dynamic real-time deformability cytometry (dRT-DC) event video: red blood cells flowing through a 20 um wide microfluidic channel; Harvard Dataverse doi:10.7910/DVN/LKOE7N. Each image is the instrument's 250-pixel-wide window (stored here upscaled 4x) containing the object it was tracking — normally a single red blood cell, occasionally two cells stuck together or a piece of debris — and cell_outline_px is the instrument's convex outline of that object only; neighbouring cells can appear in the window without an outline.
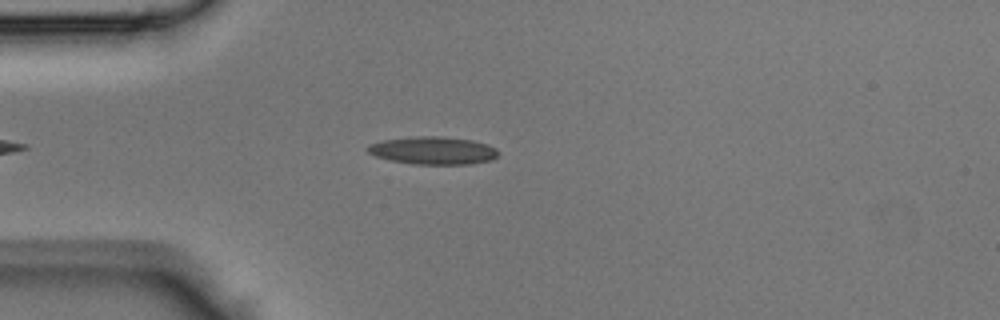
{"species": "Egyptian fruit bat (a non-hibernating species)", "species_latin": "Rousettus aegyptiacus", "temperature_condition": "room temperature", "stored_images_in_passage": 34, "camera_frame_rate_fps": 3000, "um_per_image_px": 0.085, "animal": {"sex": "male"}, "frame": {"image": 1, "passage_image": 5, "time_ms": 1.333, "image_size_px": [1000, 320], "cell_outline_px": [[500, 152], [492, 160], [468, 164], [412, 164], [392, 160], [376, 156], [368, 152], [368, 144], [384, 140], [416, 136], [440, 136], [472, 140], [488, 144], [496, 148]], "centroid_in_image_um": [36.85, 12.79], "position_along_channel_um": 48.2, "area_um2": 21.04}}
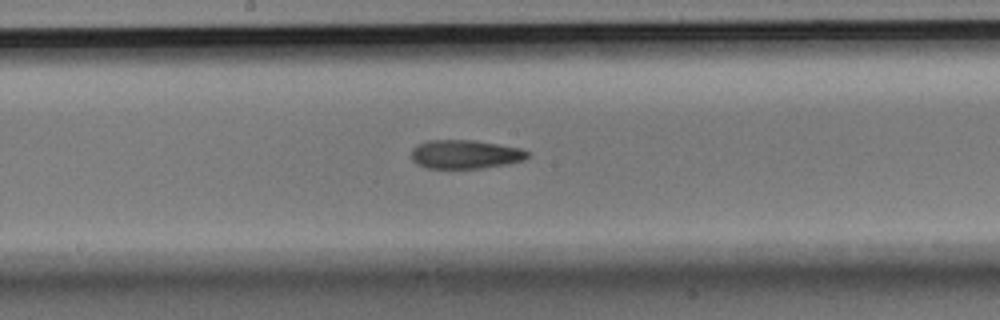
{"frame": {"image": 2, "passage_image": 16, "time_ms": 5.0, "image_size_px": [1000, 320], "cell_outline_px": [[528, 156], [524, 160], [508, 164], [480, 168], [424, 168], [416, 164], [412, 160], [412, 148], [416, 144], [428, 140], [472, 140], [520, 148], [528, 152]], "centroid_in_image_um": [39.49, 13.12], "position_along_channel_um": 208.7, "area_um2": 19.48}}
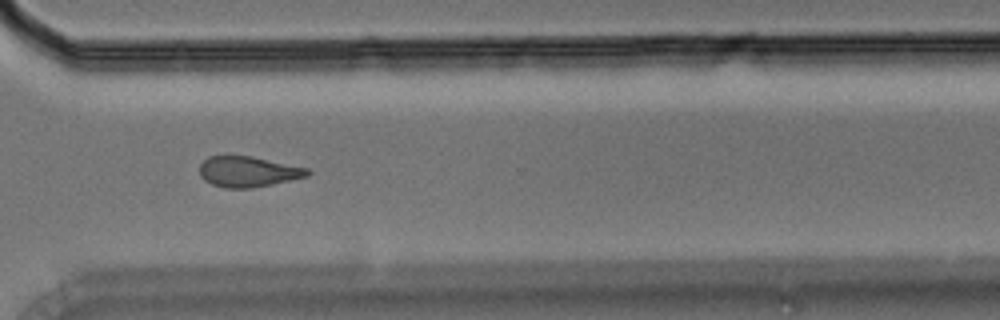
{"frame": {"image": 3, "passage_image": 25, "time_ms": 8.0, "image_size_px": [1000, 320], "cell_outline_px": [[312, 172], [308, 176], [252, 188], [224, 188], [212, 184], [204, 180], [200, 176], [200, 164], [208, 156], [252, 156], [308, 168]], "centroid_in_image_um": [21.08, 14.59], "position_along_channel_um": 349.5, "area_um2": 19.19}}